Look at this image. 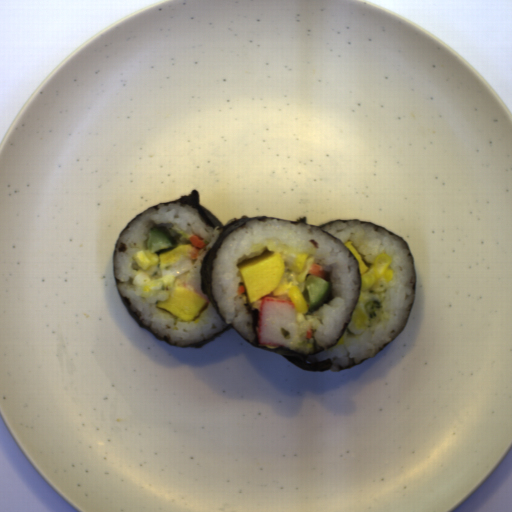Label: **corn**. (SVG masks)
Masks as SVG:
<instances>
[{
    "label": "corn",
    "mask_w": 512,
    "mask_h": 512,
    "mask_svg": "<svg viewBox=\"0 0 512 512\" xmlns=\"http://www.w3.org/2000/svg\"><path fill=\"white\" fill-rule=\"evenodd\" d=\"M342 343H343V339H342V337H341V338H339V340L337 341V343H336V345H335V346H337V345H339V344H342Z\"/></svg>",
    "instance_id": "1"
}]
</instances>
